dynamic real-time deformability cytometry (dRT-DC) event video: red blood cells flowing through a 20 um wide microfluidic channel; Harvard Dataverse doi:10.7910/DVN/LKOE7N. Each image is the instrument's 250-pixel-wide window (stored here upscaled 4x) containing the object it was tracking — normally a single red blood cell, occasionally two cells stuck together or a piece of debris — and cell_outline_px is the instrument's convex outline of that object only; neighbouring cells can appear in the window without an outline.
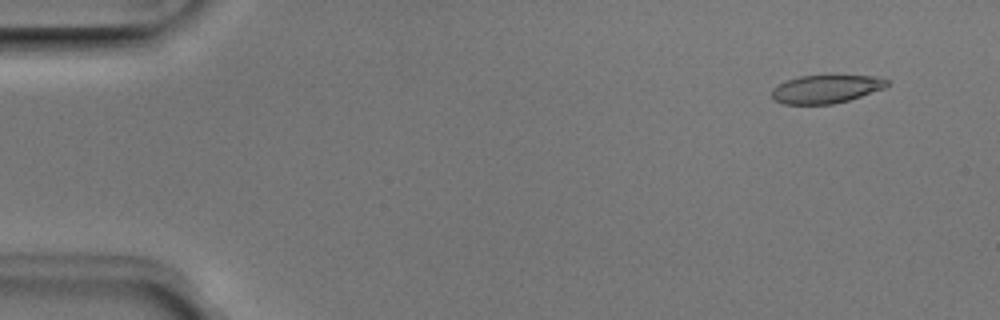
{"species": "Egyptian fruit bat (a non-hibernating species)", "species_latin": "Rousettus aegyptiacus", "temperature_condition": "room temperature", "stored_images_in_passage": 51, "camera_frame_rate_fps": 3000, "um_per_image_px": 0.085, "animal": {"sex": "male"}, "frame": {"image": 1, "passage_image": 4, "time_ms": 1.0, "image_size_px": [1000, 320], "cell_outline_px": [[888, 84], [884, 88], [848, 100], [832, 104], [784, 104], [776, 100], [772, 96], [772, 88], [788, 80], [800, 76], [876, 76], [888, 80]], "centroid_in_image_um": [70.21, 7.57], "position_along_channel_um": 14.8, "area_um2": 18.55}}
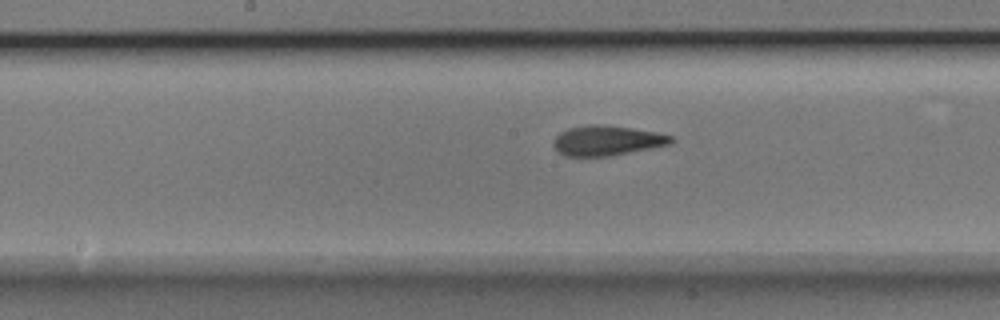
{"frame": {"image": 2, "passage_image": 26, "time_ms": 8.333, "image_size_px": [1000, 320], "cell_outline_px": [[676, 140], [672, 144], [612, 156], [568, 156], [560, 152], [552, 144], [552, 140], [560, 132], [568, 128], [588, 124], [600, 124], [656, 132], [672, 136]], "centroid_in_image_um": [51.61, 11.95], "position_along_channel_um": 196.6, "area_um2": 20.58}}
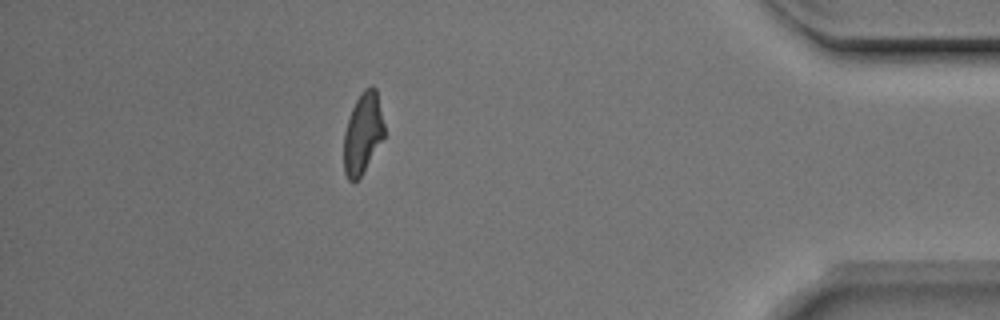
{"frame": {"image": 3, "passage_image": 45, "time_ms": 14.667, "image_size_px": [1000, 320], "cell_outline_px": [[384, 136], [360, 176], [352, 184], [348, 180], [344, 172], [344, 132], [352, 108], [360, 92], [364, 88], [372, 84], [376, 88], [384, 124]], "centroid_in_image_um": [30.82, 11.3], "position_along_channel_um": 404.4, "area_um2": 18.9}, "authors_computed_cell_mechanics": {"area_um2": 20.3456, "velocity_mm_per_s": 3.9834, "shape_relaxation_time_tau1_ms": 6.0839, "shape_relaxation_time_tau2_ms": 1.9917, "deformation_change_tau1": 0.177, "deformation_change_tau2": 0.0964}}